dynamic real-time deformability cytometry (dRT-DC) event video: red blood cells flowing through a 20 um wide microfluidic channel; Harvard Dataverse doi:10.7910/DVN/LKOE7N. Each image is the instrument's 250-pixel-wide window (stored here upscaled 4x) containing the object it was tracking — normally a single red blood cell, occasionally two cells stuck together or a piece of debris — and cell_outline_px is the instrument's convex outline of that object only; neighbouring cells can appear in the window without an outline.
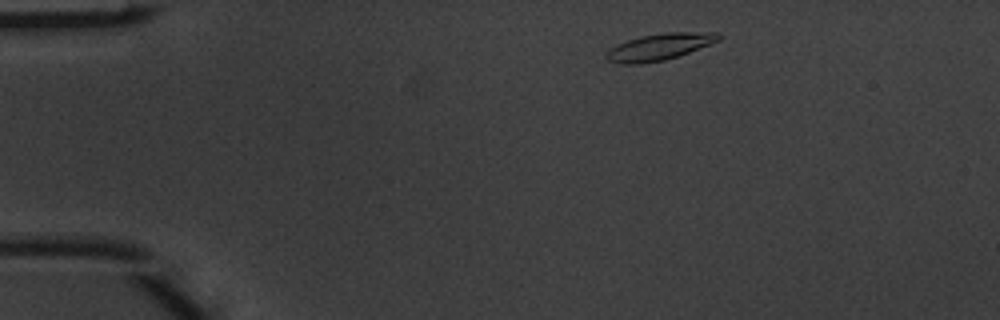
{"species": "common noctule bat (a hibernating species)", "species_latin": "Nyctalus noctula", "temperature_condition": "warm", "stored_images_in_passage": 3, "camera_frame_rate_fps": 3000, "um_per_image_px": 0.085, "animal": {"sex": "male", "body_mass_g": 20.1, "forearm_length_mm": 53.5}, "frame": {"image": 1, "passage_image": 1, "time_ms": 0.0, "image_size_px": [1000, 320], "cell_outline_px": [[720, 40], [688, 52], [664, 60], [640, 64], [620, 64], [608, 60], [604, 56], [604, 52], [628, 40], [640, 36], [664, 32], [720, 32]], "centroid_in_image_um": [56.03, 3.98], "position_along_channel_um": 29.0, "area_um2": 17.28}}